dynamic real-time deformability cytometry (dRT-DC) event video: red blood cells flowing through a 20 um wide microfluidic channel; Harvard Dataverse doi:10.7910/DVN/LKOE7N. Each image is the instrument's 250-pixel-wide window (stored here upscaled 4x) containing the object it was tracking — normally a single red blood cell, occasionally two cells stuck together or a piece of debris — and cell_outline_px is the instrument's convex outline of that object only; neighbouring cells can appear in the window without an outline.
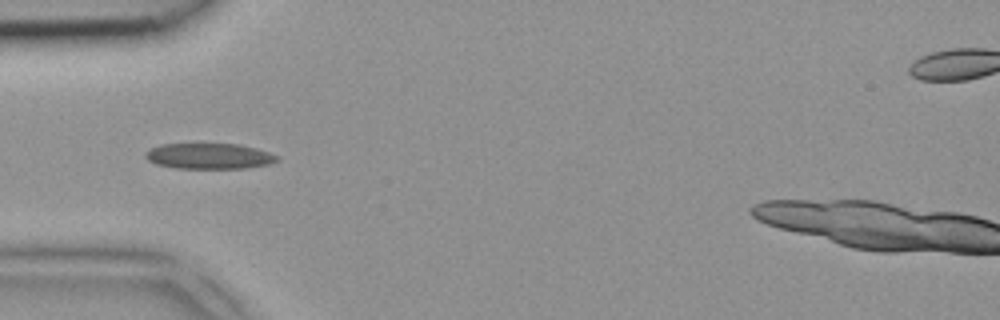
{"species": "common noctule bat (a hibernating species)", "species_latin": "Nyctalus noctula", "temperature_condition": "room temperature", "stored_images_in_passage": 4, "camera_frame_rate_fps": 3000, "um_per_image_px": 0.085, "animal": {"sex": "female", "body_mass_g": 18.4}, "frame": {"image": 1, "passage_image": 2, "time_ms": 0.333, "image_size_px": [1000, 320], "cell_outline_px": [[280, 160], [268, 164], [244, 168], [176, 168], [156, 164], [148, 160], [144, 156], [144, 152], [160, 144], [236, 144], [256, 148], [280, 156]], "centroid_in_image_um": [17.77, 13.27], "position_along_channel_um": 67.2, "area_um2": 19.65}}